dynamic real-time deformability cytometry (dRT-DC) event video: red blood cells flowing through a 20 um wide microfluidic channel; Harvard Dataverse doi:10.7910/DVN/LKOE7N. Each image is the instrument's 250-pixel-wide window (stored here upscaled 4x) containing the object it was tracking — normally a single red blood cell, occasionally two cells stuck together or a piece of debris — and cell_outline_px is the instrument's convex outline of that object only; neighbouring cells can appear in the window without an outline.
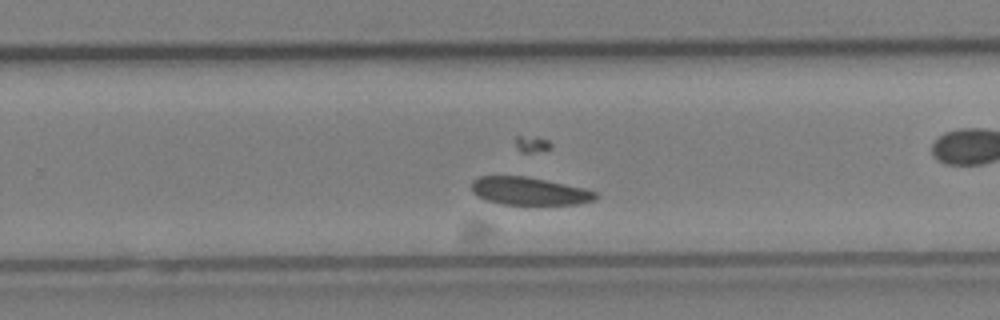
{"species": "Egyptian fruit bat (a non-hibernating species)", "species_latin": "Rousettus aegyptiacus", "temperature_condition": "cold", "stored_images_in_passage": 30, "camera_frame_rate_fps": 3000, "um_per_image_px": 0.085, "animal": {"sex": "female"}, "frame": {"image": 1, "passage_image": 18, "time_ms": 5.667, "image_size_px": [1000, 320], "cell_outline_px": [[600, 196], [596, 200], [576, 204], [500, 204], [484, 200], [476, 196], [472, 192], [472, 180], [480, 176], [524, 176], [584, 188], [596, 192]], "centroid_in_image_um": [44.96, 16.25], "position_along_channel_um": 284.8, "area_um2": 20.11}}